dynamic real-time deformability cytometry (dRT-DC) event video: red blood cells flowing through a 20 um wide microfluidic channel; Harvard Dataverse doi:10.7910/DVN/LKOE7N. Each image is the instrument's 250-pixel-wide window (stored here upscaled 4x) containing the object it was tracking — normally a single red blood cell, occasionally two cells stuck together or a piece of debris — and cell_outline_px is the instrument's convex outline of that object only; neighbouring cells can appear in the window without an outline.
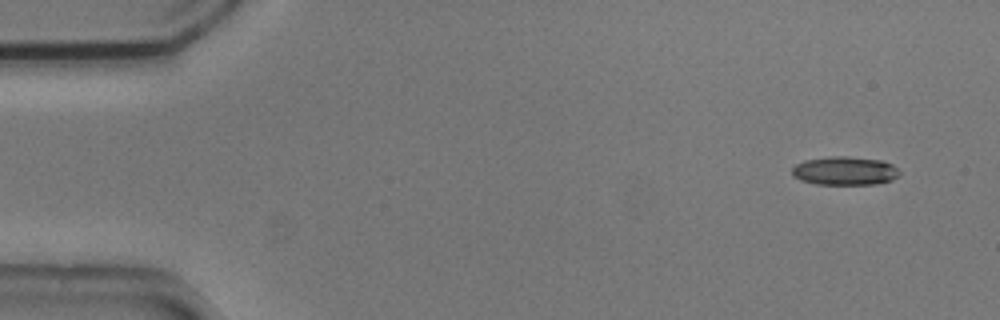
{"species": "common noctule bat (a hibernating species)", "species_latin": "Nyctalus noctula", "temperature_condition": "cold", "stored_images_in_passage": 4, "camera_frame_rate_fps": 3000, "um_per_image_px": 0.085, "animal": {"sex": "male", "body_mass_g": 20.5, "forearm_length_mm": 52.5}, "frame": {"image": 1, "passage_image": 1, "time_ms": 0.0, "image_size_px": [1000, 320], "cell_outline_px": [[900, 176], [892, 180], [876, 184], [816, 184], [800, 180], [792, 176], [792, 168], [796, 164], [804, 160], [832, 156], [844, 156], [880, 160], [892, 164], [900, 172]], "centroid_in_image_um": [71.8, 14.52], "position_along_channel_um": 13.2, "area_um2": 17.92}}
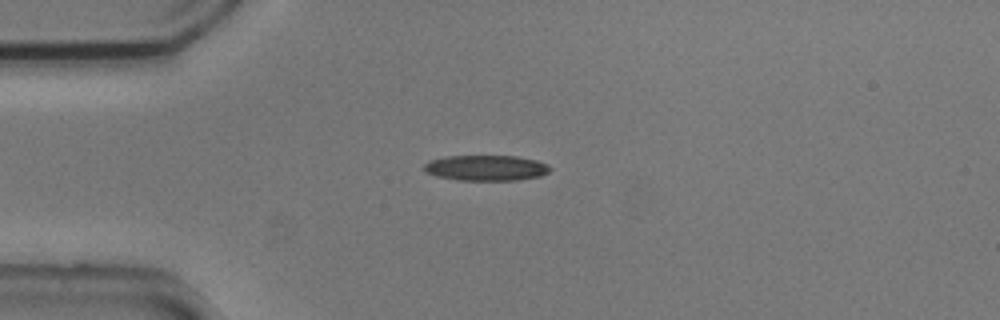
{"frame": {"image": 2, "passage_image": 4, "time_ms": 1.0, "image_size_px": [1000, 320], "cell_outline_px": [[552, 168], [548, 172], [540, 176], [516, 180], [456, 180], [436, 176], [424, 172], [424, 164], [428, 160], [444, 156], [516, 156], [536, 160], [548, 164]], "centroid_in_image_um": [41.28, 14.27], "position_along_channel_um": 43.7, "area_um2": 18.9}}